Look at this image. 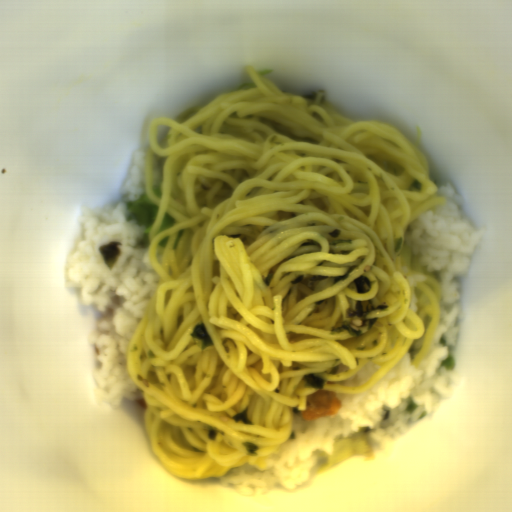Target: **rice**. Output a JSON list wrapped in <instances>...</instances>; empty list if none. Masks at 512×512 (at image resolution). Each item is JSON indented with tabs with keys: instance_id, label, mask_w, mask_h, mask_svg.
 I'll list each match as a JSON object with an SVG mask.
<instances>
[{
	"instance_id": "1",
	"label": "rice",
	"mask_w": 512,
	"mask_h": 512,
	"mask_svg": "<svg viewBox=\"0 0 512 512\" xmlns=\"http://www.w3.org/2000/svg\"><path fill=\"white\" fill-rule=\"evenodd\" d=\"M438 205L413 219L405 229V248L420 257L421 265L439 281L440 317L430 346L417 368L412 366L424 336L414 340L401 359L373 386L360 393H337L341 408L336 415L305 420L293 407L292 431L285 443L264 458L265 469L245 463L218 476L224 488L232 485L240 495L257 497L276 486L295 491L309 480L317 462L315 451L332 455L337 437H349L360 427L370 429V439L381 447L405 434L437 411L450 397L455 378L441 367L457 339L461 309L455 284L470 268V260L484 234L459 210L464 199L451 184L437 187ZM408 399L418 406L407 414Z\"/></svg>"
},
{
	"instance_id": "7",
	"label": "rice",
	"mask_w": 512,
	"mask_h": 512,
	"mask_svg": "<svg viewBox=\"0 0 512 512\" xmlns=\"http://www.w3.org/2000/svg\"><path fill=\"white\" fill-rule=\"evenodd\" d=\"M418 302H419V300H418V298L416 297V295H415V294H412V296H411V298H410V305H409V307H410V309H411L413 312H416V313H417V311H418V306H417Z\"/></svg>"
},
{
	"instance_id": "3",
	"label": "rice",
	"mask_w": 512,
	"mask_h": 512,
	"mask_svg": "<svg viewBox=\"0 0 512 512\" xmlns=\"http://www.w3.org/2000/svg\"><path fill=\"white\" fill-rule=\"evenodd\" d=\"M148 149H141L135 153L130 174L122 186L121 193L133 202L141 198L146 192V156Z\"/></svg>"
},
{
	"instance_id": "5",
	"label": "rice",
	"mask_w": 512,
	"mask_h": 512,
	"mask_svg": "<svg viewBox=\"0 0 512 512\" xmlns=\"http://www.w3.org/2000/svg\"><path fill=\"white\" fill-rule=\"evenodd\" d=\"M164 160L165 158L153 154L151 189L154 187H162Z\"/></svg>"
},
{
	"instance_id": "4",
	"label": "rice",
	"mask_w": 512,
	"mask_h": 512,
	"mask_svg": "<svg viewBox=\"0 0 512 512\" xmlns=\"http://www.w3.org/2000/svg\"><path fill=\"white\" fill-rule=\"evenodd\" d=\"M379 367L380 366L374 362H366L357 373L348 379L342 381H327L326 385H344L348 387L363 385L374 376Z\"/></svg>"
},
{
	"instance_id": "6",
	"label": "rice",
	"mask_w": 512,
	"mask_h": 512,
	"mask_svg": "<svg viewBox=\"0 0 512 512\" xmlns=\"http://www.w3.org/2000/svg\"><path fill=\"white\" fill-rule=\"evenodd\" d=\"M427 278L426 276H423V275H413V276H409L407 277V281H408V284L411 288H416L417 286V283H420V282H423L425 281Z\"/></svg>"
},
{
	"instance_id": "2",
	"label": "rice",
	"mask_w": 512,
	"mask_h": 512,
	"mask_svg": "<svg viewBox=\"0 0 512 512\" xmlns=\"http://www.w3.org/2000/svg\"><path fill=\"white\" fill-rule=\"evenodd\" d=\"M79 222L85 231L65 261L66 287L78 292L85 305H96L102 315L89 340L96 350L99 367L92 372L99 401L118 406L144 398V390L131 378L128 349L145 309L158 289L160 275L149 259V248L134 245L145 234L130 218V206L106 204L95 215L82 206ZM108 241L122 242L121 255L110 270L100 255Z\"/></svg>"
}]
</instances>
